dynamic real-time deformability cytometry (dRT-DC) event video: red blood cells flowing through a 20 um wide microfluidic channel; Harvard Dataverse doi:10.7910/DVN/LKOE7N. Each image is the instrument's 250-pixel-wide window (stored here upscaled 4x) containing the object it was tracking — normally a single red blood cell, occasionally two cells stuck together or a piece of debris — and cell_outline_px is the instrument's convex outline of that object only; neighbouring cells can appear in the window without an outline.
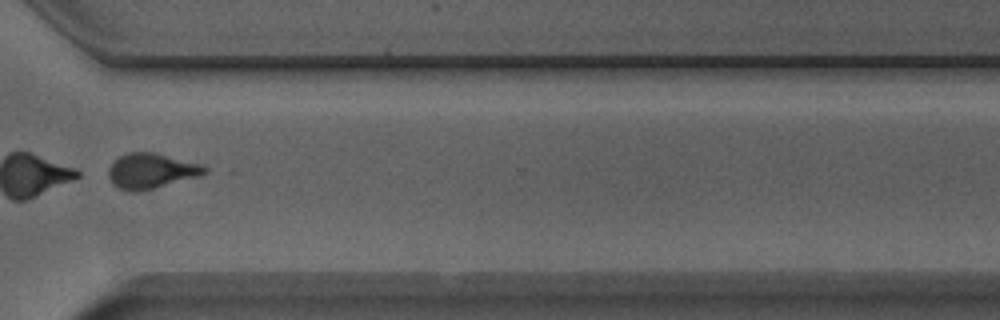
{"species": "Egyptian fruit bat (a non-hibernating species)", "species_latin": "Rousettus aegyptiacus", "temperature_condition": "room temperature", "stored_images_in_passage": 34, "camera_frame_rate_fps": 3000, "um_per_image_px": 0.085, "animal": {"sex": "male"}, "frame": {"image": 1, "passage_image": 25, "time_ms": 8.0, "image_size_px": [1000, 320], "cell_outline_px": [[208, 172], [200, 176], [136, 192], [128, 192], [112, 184], [108, 176], [108, 168], [112, 160], [128, 152], [152, 152], [204, 164], [208, 168]], "centroid_in_image_um": [12.84, 14.52], "position_along_channel_um": 357.8, "area_um2": 19.88}, "authors_computed_cell_mechanics": {"area_um2": 19.7676, "velocity_mm_per_s": 3.9429, "shape_relaxation_time_tau1_ms": 1.0854, "shape_relaxation_time_tau2_ms": 1.4096, "deformation_change_tau1": 0.2711, "deformation_change_tau2": 0.1077}}